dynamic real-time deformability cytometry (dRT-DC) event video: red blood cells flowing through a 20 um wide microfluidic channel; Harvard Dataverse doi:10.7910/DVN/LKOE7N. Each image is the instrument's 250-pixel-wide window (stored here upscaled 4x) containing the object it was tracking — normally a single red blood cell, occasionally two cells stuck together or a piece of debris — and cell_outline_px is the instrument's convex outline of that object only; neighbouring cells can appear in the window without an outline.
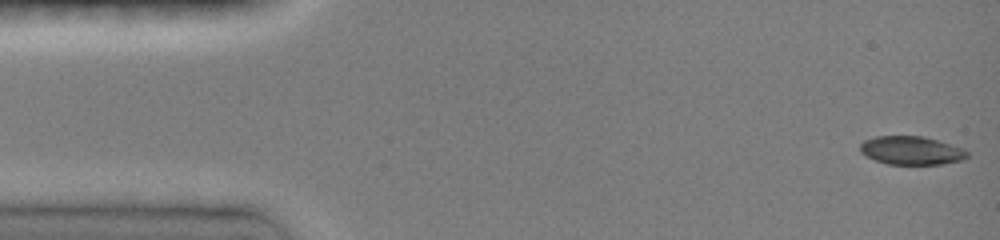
{"species": "common noctule bat (a hibernating species)", "species_latin": "Nyctalus noctula", "temperature_condition": "room temperature", "stored_images_in_passage": 49, "camera_frame_rate_fps": 3000, "um_per_image_px": 0.085, "animal": {"sex": "female", "body_mass_g": 19.0, "forearm_length_mm": 51.5}, "frame": {"image": 1, "passage_image": 1, "time_ms": 0.0, "image_size_px": [1000, 240], "cell_outline_px": [[968, 156], [964, 160], [940, 164], [888, 164], [876, 160], [860, 152], [860, 144], [864, 140], [876, 136], [924, 136], [964, 148], [968, 152]], "centroid_in_image_um": [77.49, 12.78], "position_along_channel_um": 7.5, "area_um2": 17.74}}
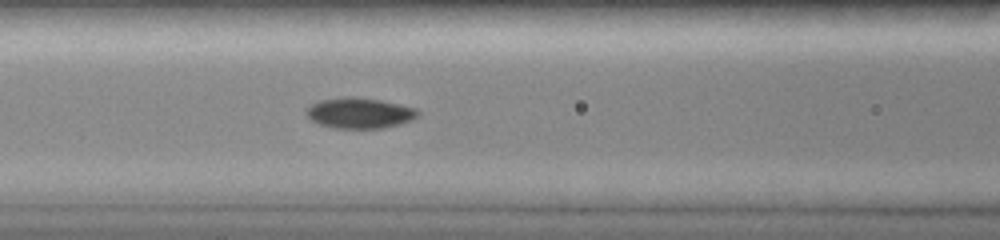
{"frame": {"image": 2, "passage_image": 39, "time_ms": 6.0, "image_size_px": [1000, 240], "cell_outline_px": [[420, 112], [412, 120], [400, 124], [384, 128], [336, 128], [320, 124], [312, 120], [304, 112], [308, 104], [320, 100], [348, 96], [352, 96], [380, 100], [416, 108]], "centroid_in_image_um": [30.53, 9.6], "position_along_channel_um": 136.1, "area_um2": 19.94}}
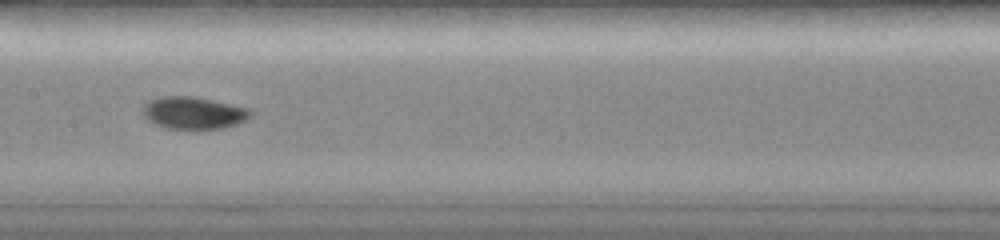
{"frame": {"image": 3, "passage_image": 48, "time_ms": 7.333, "image_size_px": [1000, 240], "cell_outline_px": [[252, 116], [236, 124], [224, 128], [196, 132], [164, 128], [148, 120], [144, 116], [144, 104], [148, 100], [160, 96], [196, 96], [248, 108], [252, 112]], "centroid_in_image_um": [16.45, 9.63], "position_along_channel_um": 191.0, "area_um2": 20.98}}